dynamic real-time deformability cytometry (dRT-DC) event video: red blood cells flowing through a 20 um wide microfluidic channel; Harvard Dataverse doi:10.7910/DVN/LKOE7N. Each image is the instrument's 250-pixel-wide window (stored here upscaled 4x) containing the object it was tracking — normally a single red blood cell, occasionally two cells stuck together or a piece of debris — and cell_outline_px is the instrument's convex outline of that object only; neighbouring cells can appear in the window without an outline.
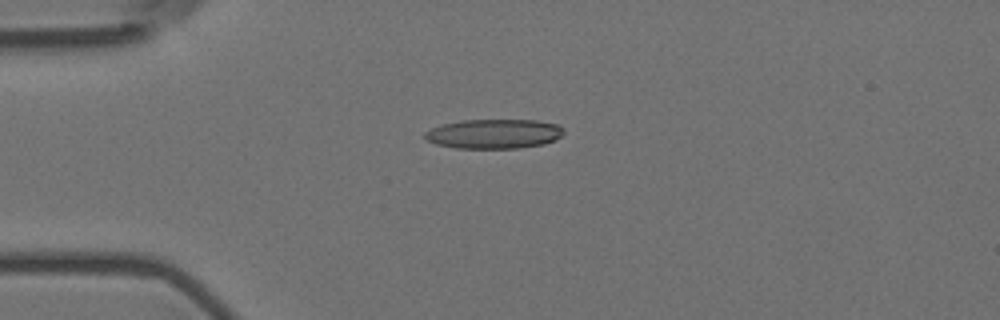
{"species": "Egyptian fruit bat (a non-hibernating species)", "species_latin": "Rousettus aegyptiacus", "temperature_condition": "room temperature", "stored_images_in_passage": 8, "camera_frame_rate_fps": 3000, "um_per_image_px": 0.085, "animal": {"sex": "female"}, "frame": {"image": 1, "passage_image": 4, "time_ms": 1.0, "image_size_px": [1000, 320], "cell_outline_px": [[564, 132], [556, 140], [544, 144], [520, 148], [456, 148], [436, 144], [428, 140], [424, 136], [424, 132], [432, 128], [444, 124], [460, 120], [536, 120], [560, 124], [564, 128]], "centroid_in_image_um": [42.03, 11.37], "position_along_channel_um": 43.0, "area_um2": 23.99}}
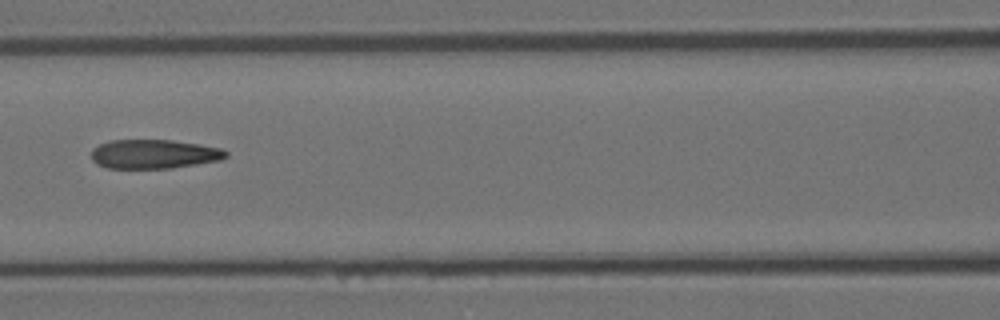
{"frame": {"image": 2, "passage_image": 7, "time_ms": 2.0, "image_size_px": [1000, 320], "cell_outline_px": [[228, 156], [220, 160], [172, 168], [108, 168], [96, 164], [92, 160], [92, 148], [100, 144], [112, 140], [172, 140], [220, 148], [228, 152]], "centroid_in_image_um": [13.07, 13.1], "position_along_channel_um": 153.5, "area_um2": 22.72}}
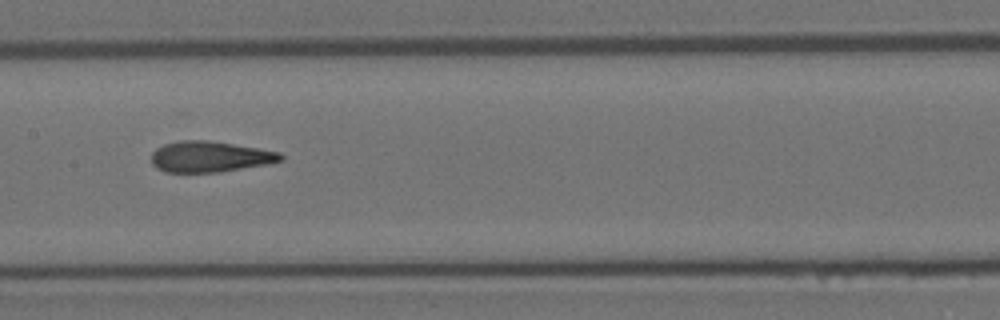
{"frame": {"image": 3, "passage_image": 8, "time_ms": 2.333, "image_size_px": [1000, 320], "cell_outline_px": [[284, 160], [268, 164], [220, 172], [164, 172], [156, 168], [152, 164], [152, 152], [156, 148], [164, 144], [180, 140], [204, 140], [232, 144], [280, 152], [284, 156]], "centroid_in_image_um": [17.83, 13.33], "position_along_channel_um": 189.6, "area_um2": 23.24}}